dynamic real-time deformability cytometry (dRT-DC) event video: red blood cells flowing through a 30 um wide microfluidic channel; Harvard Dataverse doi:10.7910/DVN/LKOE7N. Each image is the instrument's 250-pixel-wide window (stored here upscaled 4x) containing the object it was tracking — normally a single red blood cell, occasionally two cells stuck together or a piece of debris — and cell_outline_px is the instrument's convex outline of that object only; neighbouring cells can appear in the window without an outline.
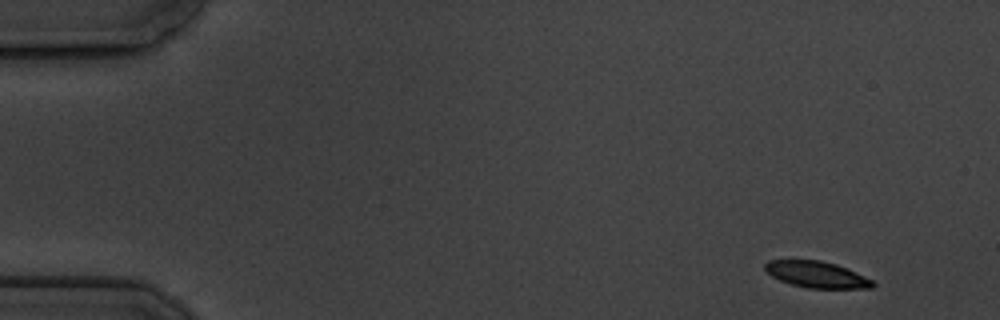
{"species": "common noctule bat (a hibernating species)", "species_latin": "Nyctalus noctula", "temperature_condition": "cold", "stored_images_in_passage": 4, "camera_frame_rate_fps": 3000, "um_per_image_px": 0.085, "animal": {"sex": "male", "body_mass_g": 19.5, "forearm_length_mm": 54.6}, "frame": {"image": 1, "passage_image": 1, "time_ms": 0.0, "image_size_px": [1000, 320], "cell_outline_px": [[876, 284], [872, 288], [808, 288], [792, 284], [780, 280], [772, 276], [764, 268], [764, 264], [768, 260], [820, 260], [836, 264], [848, 268], [872, 280]], "centroid_in_image_um": [69.43, 23.33], "position_along_channel_um": 15.6, "area_um2": 16.47}}
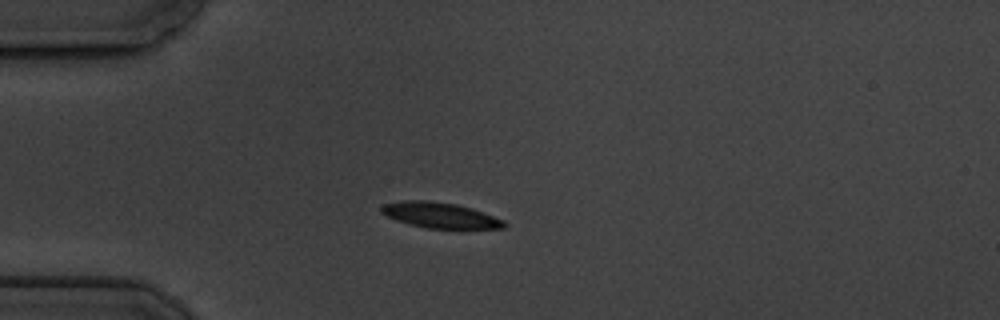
{"frame": {"image": 2, "passage_image": 4, "time_ms": 3.667, "image_size_px": [1000, 320], "cell_outline_px": [[508, 224], [504, 228], [460, 232], [424, 228], [408, 224], [396, 220], [380, 212], [380, 208], [384, 204], [404, 200], [424, 200], [456, 204], [472, 208], [504, 220]], "centroid_in_image_um": [37.51, 18.36], "position_along_channel_um": 47.5, "area_um2": 19.36}}